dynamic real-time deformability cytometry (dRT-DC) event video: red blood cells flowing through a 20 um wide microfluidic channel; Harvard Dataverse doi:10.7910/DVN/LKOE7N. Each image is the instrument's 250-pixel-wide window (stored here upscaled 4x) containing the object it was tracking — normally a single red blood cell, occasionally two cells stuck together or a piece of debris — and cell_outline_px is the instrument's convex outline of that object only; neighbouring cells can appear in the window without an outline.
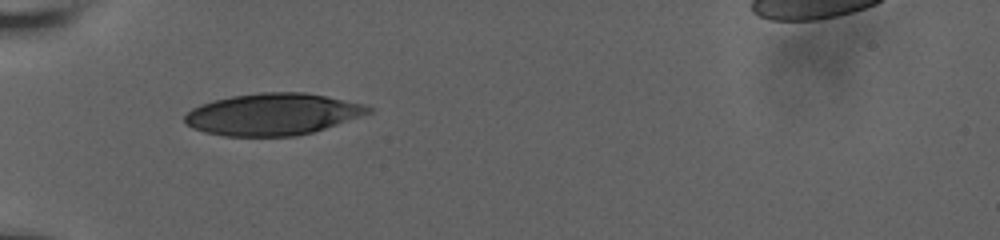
{"species": "human", "species_latin": "Homo sapiens", "temperature_condition": "room temperature", "stored_images_in_passage": 12, "camera_frame_rate_fps": 3000, "um_per_image_px": 0.085, "donor": {"sex": "male"}, "frame": {"image": 1, "passage_image": 1, "time_ms": 0.0, "image_size_px": [1000, 240], "cell_outline_px": [[376, 108], [372, 112], [312, 132], [296, 136], [224, 136], [204, 132], [192, 128], [184, 124], [184, 116], [192, 108], [200, 104], [212, 100], [232, 96], [260, 92], [304, 92], [368, 104]], "centroid_in_image_um": [23.17, 9.7], "position_along_channel_um": 61.8, "area_um2": 44.91}}
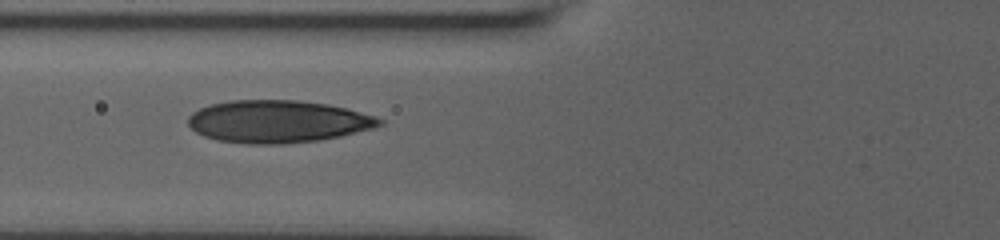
{"frame": {"image": 2, "passage_image": 6, "time_ms": 1.333, "image_size_px": [1000, 240], "cell_outline_px": [[384, 124], [372, 128], [340, 136], [320, 140], [280, 144], [248, 144], [220, 140], [204, 136], [196, 132], [188, 124], [188, 116], [192, 112], [200, 108], [212, 104], [232, 100], [300, 100], [328, 104], [348, 108], [384, 120]], "centroid_in_image_um": [23.61, 10.32], "position_along_channel_um": 102.2, "area_um2": 47.22}}
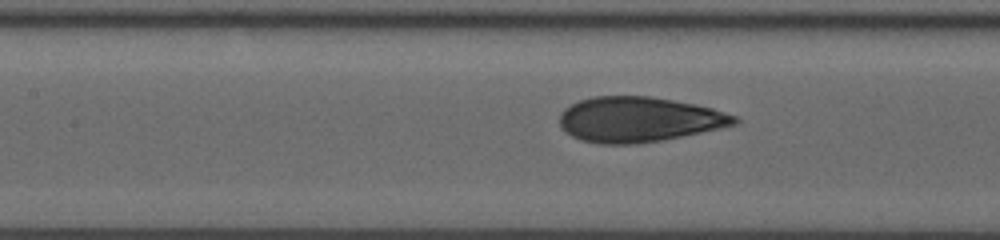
{"frame": {"image": 3, "passage_image": 10, "time_ms": 2.667, "image_size_px": [1000, 240], "cell_outline_px": [[740, 120], [736, 124], [720, 128], [660, 140], [636, 144], [600, 144], [580, 140], [564, 132], [560, 128], [560, 112], [564, 108], [580, 100], [592, 96], [648, 96], [672, 100], [712, 108], [736, 116]], "centroid_in_image_um": [54.24, 10.16], "position_along_channel_um": 153.2, "area_um2": 45.84}}